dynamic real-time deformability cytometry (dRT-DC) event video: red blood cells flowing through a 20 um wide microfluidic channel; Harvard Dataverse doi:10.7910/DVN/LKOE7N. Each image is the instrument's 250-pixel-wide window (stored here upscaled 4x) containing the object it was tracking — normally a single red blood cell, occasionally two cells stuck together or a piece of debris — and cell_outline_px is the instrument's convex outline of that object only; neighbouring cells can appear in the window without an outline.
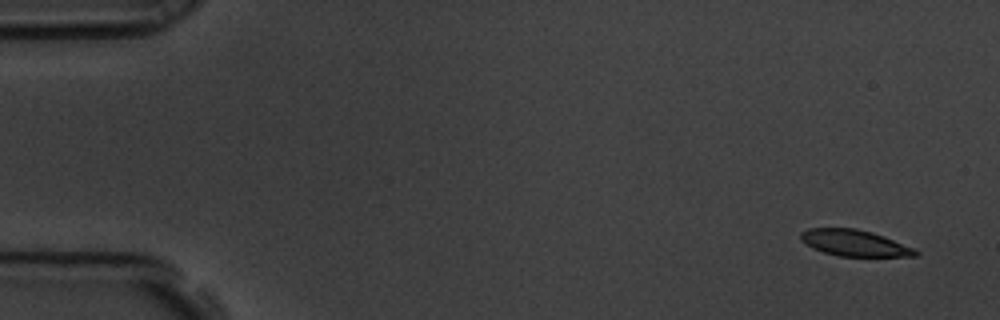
{"species": "common noctule bat (a hibernating species)", "species_latin": "Nyctalus noctula", "temperature_condition": "room temperature", "stored_images_in_passage": 5, "camera_frame_rate_fps": 3000, "um_per_image_px": 0.085, "animal": {"sex": "male", "body_mass_g": 19.5, "forearm_length_mm": 54.6}, "frame": {"image": 1, "passage_image": 1, "time_ms": 0.0, "image_size_px": [1000, 320], "cell_outline_px": [[920, 252], [916, 256], [840, 256], [824, 252], [812, 248], [800, 240], [800, 232], [808, 228], [856, 228], [872, 232], [884, 236], [916, 248]], "centroid_in_image_um": [72.64, 20.65], "position_along_channel_um": 12.4, "area_um2": 17.69}}